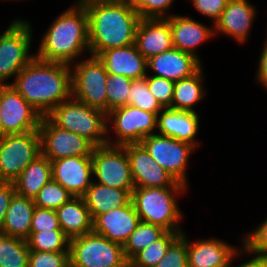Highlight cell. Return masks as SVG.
Masks as SVG:
<instances>
[{
    "label": "cell",
    "mask_w": 267,
    "mask_h": 267,
    "mask_svg": "<svg viewBox=\"0 0 267 267\" xmlns=\"http://www.w3.org/2000/svg\"><path fill=\"white\" fill-rule=\"evenodd\" d=\"M88 13L90 55L134 44L141 19L127 0H80Z\"/></svg>",
    "instance_id": "cell-1"
},
{
    "label": "cell",
    "mask_w": 267,
    "mask_h": 267,
    "mask_svg": "<svg viewBox=\"0 0 267 267\" xmlns=\"http://www.w3.org/2000/svg\"><path fill=\"white\" fill-rule=\"evenodd\" d=\"M10 85L42 116H47L72 96L71 65L35 57Z\"/></svg>",
    "instance_id": "cell-2"
},
{
    "label": "cell",
    "mask_w": 267,
    "mask_h": 267,
    "mask_svg": "<svg viewBox=\"0 0 267 267\" xmlns=\"http://www.w3.org/2000/svg\"><path fill=\"white\" fill-rule=\"evenodd\" d=\"M44 33L35 53L39 60L71 65L90 53L88 13L80 0L59 14Z\"/></svg>",
    "instance_id": "cell-3"
},
{
    "label": "cell",
    "mask_w": 267,
    "mask_h": 267,
    "mask_svg": "<svg viewBox=\"0 0 267 267\" xmlns=\"http://www.w3.org/2000/svg\"><path fill=\"white\" fill-rule=\"evenodd\" d=\"M187 189L188 187H135L131 192V201L141 222L159 225L167 231L184 232L180 225L183 214L177 197Z\"/></svg>",
    "instance_id": "cell-4"
},
{
    "label": "cell",
    "mask_w": 267,
    "mask_h": 267,
    "mask_svg": "<svg viewBox=\"0 0 267 267\" xmlns=\"http://www.w3.org/2000/svg\"><path fill=\"white\" fill-rule=\"evenodd\" d=\"M47 117L58 127L84 137L94 147L107 144V114L72 96Z\"/></svg>",
    "instance_id": "cell-5"
},
{
    "label": "cell",
    "mask_w": 267,
    "mask_h": 267,
    "mask_svg": "<svg viewBox=\"0 0 267 267\" xmlns=\"http://www.w3.org/2000/svg\"><path fill=\"white\" fill-rule=\"evenodd\" d=\"M33 28L30 22L14 19L0 38V85H10L7 80L14 82L16 75L36 55L31 52ZM5 82V83H4Z\"/></svg>",
    "instance_id": "cell-6"
},
{
    "label": "cell",
    "mask_w": 267,
    "mask_h": 267,
    "mask_svg": "<svg viewBox=\"0 0 267 267\" xmlns=\"http://www.w3.org/2000/svg\"><path fill=\"white\" fill-rule=\"evenodd\" d=\"M71 267H124L123 245L94 232L70 239Z\"/></svg>",
    "instance_id": "cell-7"
},
{
    "label": "cell",
    "mask_w": 267,
    "mask_h": 267,
    "mask_svg": "<svg viewBox=\"0 0 267 267\" xmlns=\"http://www.w3.org/2000/svg\"><path fill=\"white\" fill-rule=\"evenodd\" d=\"M72 97L107 114L106 84L108 72L98 57L71 64Z\"/></svg>",
    "instance_id": "cell-8"
},
{
    "label": "cell",
    "mask_w": 267,
    "mask_h": 267,
    "mask_svg": "<svg viewBox=\"0 0 267 267\" xmlns=\"http://www.w3.org/2000/svg\"><path fill=\"white\" fill-rule=\"evenodd\" d=\"M110 129L116 134L114 142L109 138ZM156 130L157 115L138 107L125 105L107 113V144L109 145L140 144L144 137L157 133Z\"/></svg>",
    "instance_id": "cell-9"
},
{
    "label": "cell",
    "mask_w": 267,
    "mask_h": 267,
    "mask_svg": "<svg viewBox=\"0 0 267 267\" xmlns=\"http://www.w3.org/2000/svg\"><path fill=\"white\" fill-rule=\"evenodd\" d=\"M40 154L39 130L0 137V181L13 182Z\"/></svg>",
    "instance_id": "cell-10"
},
{
    "label": "cell",
    "mask_w": 267,
    "mask_h": 267,
    "mask_svg": "<svg viewBox=\"0 0 267 267\" xmlns=\"http://www.w3.org/2000/svg\"><path fill=\"white\" fill-rule=\"evenodd\" d=\"M92 168L96 183L124 190L135 188L125 146L105 144L94 147Z\"/></svg>",
    "instance_id": "cell-11"
},
{
    "label": "cell",
    "mask_w": 267,
    "mask_h": 267,
    "mask_svg": "<svg viewBox=\"0 0 267 267\" xmlns=\"http://www.w3.org/2000/svg\"><path fill=\"white\" fill-rule=\"evenodd\" d=\"M140 144L177 182L188 187L186 173L189 157L196 150L193 145L157 133L144 137Z\"/></svg>",
    "instance_id": "cell-12"
},
{
    "label": "cell",
    "mask_w": 267,
    "mask_h": 267,
    "mask_svg": "<svg viewBox=\"0 0 267 267\" xmlns=\"http://www.w3.org/2000/svg\"><path fill=\"white\" fill-rule=\"evenodd\" d=\"M2 136L38 130L42 115L12 85H0Z\"/></svg>",
    "instance_id": "cell-13"
},
{
    "label": "cell",
    "mask_w": 267,
    "mask_h": 267,
    "mask_svg": "<svg viewBox=\"0 0 267 267\" xmlns=\"http://www.w3.org/2000/svg\"><path fill=\"white\" fill-rule=\"evenodd\" d=\"M41 154L50 161L71 156H92L94 146L84 137L55 125L47 116L41 119Z\"/></svg>",
    "instance_id": "cell-14"
},
{
    "label": "cell",
    "mask_w": 267,
    "mask_h": 267,
    "mask_svg": "<svg viewBox=\"0 0 267 267\" xmlns=\"http://www.w3.org/2000/svg\"><path fill=\"white\" fill-rule=\"evenodd\" d=\"M135 187H186L162 168L141 144L125 145Z\"/></svg>",
    "instance_id": "cell-15"
},
{
    "label": "cell",
    "mask_w": 267,
    "mask_h": 267,
    "mask_svg": "<svg viewBox=\"0 0 267 267\" xmlns=\"http://www.w3.org/2000/svg\"><path fill=\"white\" fill-rule=\"evenodd\" d=\"M52 179L74 197H82L93 182L92 156H71L51 161Z\"/></svg>",
    "instance_id": "cell-16"
},
{
    "label": "cell",
    "mask_w": 267,
    "mask_h": 267,
    "mask_svg": "<svg viewBox=\"0 0 267 267\" xmlns=\"http://www.w3.org/2000/svg\"><path fill=\"white\" fill-rule=\"evenodd\" d=\"M140 221V217L132 201H130L123 207L114 208L107 213L96 216L93 219L92 232L112 242L124 245Z\"/></svg>",
    "instance_id": "cell-17"
},
{
    "label": "cell",
    "mask_w": 267,
    "mask_h": 267,
    "mask_svg": "<svg viewBox=\"0 0 267 267\" xmlns=\"http://www.w3.org/2000/svg\"><path fill=\"white\" fill-rule=\"evenodd\" d=\"M256 13V6L248 0H229L220 18L214 23V35L222 33L233 37L237 43H245L250 36Z\"/></svg>",
    "instance_id": "cell-18"
},
{
    "label": "cell",
    "mask_w": 267,
    "mask_h": 267,
    "mask_svg": "<svg viewBox=\"0 0 267 267\" xmlns=\"http://www.w3.org/2000/svg\"><path fill=\"white\" fill-rule=\"evenodd\" d=\"M134 44L148 60L170 50L172 31L167 18H141L136 29Z\"/></svg>",
    "instance_id": "cell-19"
},
{
    "label": "cell",
    "mask_w": 267,
    "mask_h": 267,
    "mask_svg": "<svg viewBox=\"0 0 267 267\" xmlns=\"http://www.w3.org/2000/svg\"><path fill=\"white\" fill-rule=\"evenodd\" d=\"M199 116L198 112L163 108L157 115V134L169 136L197 148L200 144L195 139L200 129Z\"/></svg>",
    "instance_id": "cell-20"
},
{
    "label": "cell",
    "mask_w": 267,
    "mask_h": 267,
    "mask_svg": "<svg viewBox=\"0 0 267 267\" xmlns=\"http://www.w3.org/2000/svg\"><path fill=\"white\" fill-rule=\"evenodd\" d=\"M201 67V61L192 54L182 52L174 47L147 60V69L153 71V76L163 77L174 82L191 77Z\"/></svg>",
    "instance_id": "cell-21"
},
{
    "label": "cell",
    "mask_w": 267,
    "mask_h": 267,
    "mask_svg": "<svg viewBox=\"0 0 267 267\" xmlns=\"http://www.w3.org/2000/svg\"><path fill=\"white\" fill-rule=\"evenodd\" d=\"M167 19L172 31L173 47L192 54L200 61L196 48L214 36V25L210 27L193 18L177 14H172Z\"/></svg>",
    "instance_id": "cell-22"
},
{
    "label": "cell",
    "mask_w": 267,
    "mask_h": 267,
    "mask_svg": "<svg viewBox=\"0 0 267 267\" xmlns=\"http://www.w3.org/2000/svg\"><path fill=\"white\" fill-rule=\"evenodd\" d=\"M97 57L109 74L123 75L132 80L144 78L148 74L147 59L135 44L105 50Z\"/></svg>",
    "instance_id": "cell-23"
},
{
    "label": "cell",
    "mask_w": 267,
    "mask_h": 267,
    "mask_svg": "<svg viewBox=\"0 0 267 267\" xmlns=\"http://www.w3.org/2000/svg\"><path fill=\"white\" fill-rule=\"evenodd\" d=\"M236 250V247L218 238L195 241L187 238L188 267H229Z\"/></svg>",
    "instance_id": "cell-24"
},
{
    "label": "cell",
    "mask_w": 267,
    "mask_h": 267,
    "mask_svg": "<svg viewBox=\"0 0 267 267\" xmlns=\"http://www.w3.org/2000/svg\"><path fill=\"white\" fill-rule=\"evenodd\" d=\"M60 228L69 238L91 233L93 218L82 197H73L55 210Z\"/></svg>",
    "instance_id": "cell-25"
},
{
    "label": "cell",
    "mask_w": 267,
    "mask_h": 267,
    "mask_svg": "<svg viewBox=\"0 0 267 267\" xmlns=\"http://www.w3.org/2000/svg\"><path fill=\"white\" fill-rule=\"evenodd\" d=\"M34 200L14 194L6 211L0 232L12 237L27 239L31 234Z\"/></svg>",
    "instance_id": "cell-26"
},
{
    "label": "cell",
    "mask_w": 267,
    "mask_h": 267,
    "mask_svg": "<svg viewBox=\"0 0 267 267\" xmlns=\"http://www.w3.org/2000/svg\"><path fill=\"white\" fill-rule=\"evenodd\" d=\"M132 191L105 186L93 181L82 198L94 219L114 208L127 205L131 201Z\"/></svg>",
    "instance_id": "cell-27"
},
{
    "label": "cell",
    "mask_w": 267,
    "mask_h": 267,
    "mask_svg": "<svg viewBox=\"0 0 267 267\" xmlns=\"http://www.w3.org/2000/svg\"><path fill=\"white\" fill-rule=\"evenodd\" d=\"M51 179V161L40 154L13 181L15 193L33 199Z\"/></svg>",
    "instance_id": "cell-28"
},
{
    "label": "cell",
    "mask_w": 267,
    "mask_h": 267,
    "mask_svg": "<svg viewBox=\"0 0 267 267\" xmlns=\"http://www.w3.org/2000/svg\"><path fill=\"white\" fill-rule=\"evenodd\" d=\"M201 67L191 77L174 82L173 101L169 108L180 111L194 110V106L205 98L204 74Z\"/></svg>",
    "instance_id": "cell-29"
},
{
    "label": "cell",
    "mask_w": 267,
    "mask_h": 267,
    "mask_svg": "<svg viewBox=\"0 0 267 267\" xmlns=\"http://www.w3.org/2000/svg\"><path fill=\"white\" fill-rule=\"evenodd\" d=\"M29 252L26 239L0 232V267H28Z\"/></svg>",
    "instance_id": "cell-30"
},
{
    "label": "cell",
    "mask_w": 267,
    "mask_h": 267,
    "mask_svg": "<svg viewBox=\"0 0 267 267\" xmlns=\"http://www.w3.org/2000/svg\"><path fill=\"white\" fill-rule=\"evenodd\" d=\"M182 234V232L167 231L157 241L151 243L145 249L139 251L130 260L131 267H155L165 256L170 245Z\"/></svg>",
    "instance_id": "cell-31"
},
{
    "label": "cell",
    "mask_w": 267,
    "mask_h": 267,
    "mask_svg": "<svg viewBox=\"0 0 267 267\" xmlns=\"http://www.w3.org/2000/svg\"><path fill=\"white\" fill-rule=\"evenodd\" d=\"M167 230L155 224L141 222L123 245L125 258L129 261L139 251L161 238Z\"/></svg>",
    "instance_id": "cell-32"
},
{
    "label": "cell",
    "mask_w": 267,
    "mask_h": 267,
    "mask_svg": "<svg viewBox=\"0 0 267 267\" xmlns=\"http://www.w3.org/2000/svg\"><path fill=\"white\" fill-rule=\"evenodd\" d=\"M26 241L29 250L70 252V239L64 234L63 230L31 232Z\"/></svg>",
    "instance_id": "cell-33"
},
{
    "label": "cell",
    "mask_w": 267,
    "mask_h": 267,
    "mask_svg": "<svg viewBox=\"0 0 267 267\" xmlns=\"http://www.w3.org/2000/svg\"><path fill=\"white\" fill-rule=\"evenodd\" d=\"M73 197L69 191L51 179L41 188L33 200L36 207L56 210Z\"/></svg>",
    "instance_id": "cell-34"
},
{
    "label": "cell",
    "mask_w": 267,
    "mask_h": 267,
    "mask_svg": "<svg viewBox=\"0 0 267 267\" xmlns=\"http://www.w3.org/2000/svg\"><path fill=\"white\" fill-rule=\"evenodd\" d=\"M128 105L138 107L144 111L158 113L163 109L154 98L147 85V76L132 81L128 95Z\"/></svg>",
    "instance_id": "cell-35"
},
{
    "label": "cell",
    "mask_w": 267,
    "mask_h": 267,
    "mask_svg": "<svg viewBox=\"0 0 267 267\" xmlns=\"http://www.w3.org/2000/svg\"><path fill=\"white\" fill-rule=\"evenodd\" d=\"M132 81V79L123 75L108 73L106 84L107 113L115 108L128 105V95Z\"/></svg>",
    "instance_id": "cell-36"
},
{
    "label": "cell",
    "mask_w": 267,
    "mask_h": 267,
    "mask_svg": "<svg viewBox=\"0 0 267 267\" xmlns=\"http://www.w3.org/2000/svg\"><path fill=\"white\" fill-rule=\"evenodd\" d=\"M141 18H168L174 0H127Z\"/></svg>",
    "instance_id": "cell-37"
},
{
    "label": "cell",
    "mask_w": 267,
    "mask_h": 267,
    "mask_svg": "<svg viewBox=\"0 0 267 267\" xmlns=\"http://www.w3.org/2000/svg\"><path fill=\"white\" fill-rule=\"evenodd\" d=\"M155 267H188L187 237L185 232L170 245L165 256Z\"/></svg>",
    "instance_id": "cell-38"
},
{
    "label": "cell",
    "mask_w": 267,
    "mask_h": 267,
    "mask_svg": "<svg viewBox=\"0 0 267 267\" xmlns=\"http://www.w3.org/2000/svg\"><path fill=\"white\" fill-rule=\"evenodd\" d=\"M70 252H29L28 267H69Z\"/></svg>",
    "instance_id": "cell-39"
},
{
    "label": "cell",
    "mask_w": 267,
    "mask_h": 267,
    "mask_svg": "<svg viewBox=\"0 0 267 267\" xmlns=\"http://www.w3.org/2000/svg\"><path fill=\"white\" fill-rule=\"evenodd\" d=\"M147 85L149 91L163 108L171 106L173 101L174 81L163 77L147 74Z\"/></svg>",
    "instance_id": "cell-40"
},
{
    "label": "cell",
    "mask_w": 267,
    "mask_h": 267,
    "mask_svg": "<svg viewBox=\"0 0 267 267\" xmlns=\"http://www.w3.org/2000/svg\"><path fill=\"white\" fill-rule=\"evenodd\" d=\"M242 237L241 244L249 251L267 257V217L258 227Z\"/></svg>",
    "instance_id": "cell-41"
},
{
    "label": "cell",
    "mask_w": 267,
    "mask_h": 267,
    "mask_svg": "<svg viewBox=\"0 0 267 267\" xmlns=\"http://www.w3.org/2000/svg\"><path fill=\"white\" fill-rule=\"evenodd\" d=\"M51 230H62L56 211L53 209L35 207L32 216L31 232Z\"/></svg>",
    "instance_id": "cell-42"
},
{
    "label": "cell",
    "mask_w": 267,
    "mask_h": 267,
    "mask_svg": "<svg viewBox=\"0 0 267 267\" xmlns=\"http://www.w3.org/2000/svg\"><path fill=\"white\" fill-rule=\"evenodd\" d=\"M195 10L214 23L220 18L229 0H190Z\"/></svg>",
    "instance_id": "cell-43"
},
{
    "label": "cell",
    "mask_w": 267,
    "mask_h": 267,
    "mask_svg": "<svg viewBox=\"0 0 267 267\" xmlns=\"http://www.w3.org/2000/svg\"><path fill=\"white\" fill-rule=\"evenodd\" d=\"M14 194L15 186L13 182L0 181V229L4 223L6 211Z\"/></svg>",
    "instance_id": "cell-44"
},
{
    "label": "cell",
    "mask_w": 267,
    "mask_h": 267,
    "mask_svg": "<svg viewBox=\"0 0 267 267\" xmlns=\"http://www.w3.org/2000/svg\"><path fill=\"white\" fill-rule=\"evenodd\" d=\"M241 246L242 247L238 248L234 252L229 267H234L232 265V262L234 261V259H236L237 256L239 257L240 255H247V254H249L250 256L251 254L255 256H253L251 259L247 260L246 262L244 261L243 263L239 264L237 267H267V257L256 254V253H252L244 245H241Z\"/></svg>",
    "instance_id": "cell-45"
},
{
    "label": "cell",
    "mask_w": 267,
    "mask_h": 267,
    "mask_svg": "<svg viewBox=\"0 0 267 267\" xmlns=\"http://www.w3.org/2000/svg\"><path fill=\"white\" fill-rule=\"evenodd\" d=\"M260 54L257 68L258 71H256V81L261 83L262 87L267 90V40H264V46Z\"/></svg>",
    "instance_id": "cell-46"
},
{
    "label": "cell",
    "mask_w": 267,
    "mask_h": 267,
    "mask_svg": "<svg viewBox=\"0 0 267 267\" xmlns=\"http://www.w3.org/2000/svg\"><path fill=\"white\" fill-rule=\"evenodd\" d=\"M0 137H2V120H1V116H0Z\"/></svg>",
    "instance_id": "cell-47"
},
{
    "label": "cell",
    "mask_w": 267,
    "mask_h": 267,
    "mask_svg": "<svg viewBox=\"0 0 267 267\" xmlns=\"http://www.w3.org/2000/svg\"><path fill=\"white\" fill-rule=\"evenodd\" d=\"M124 267H131V265L128 263L126 266H124Z\"/></svg>",
    "instance_id": "cell-48"
}]
</instances>
